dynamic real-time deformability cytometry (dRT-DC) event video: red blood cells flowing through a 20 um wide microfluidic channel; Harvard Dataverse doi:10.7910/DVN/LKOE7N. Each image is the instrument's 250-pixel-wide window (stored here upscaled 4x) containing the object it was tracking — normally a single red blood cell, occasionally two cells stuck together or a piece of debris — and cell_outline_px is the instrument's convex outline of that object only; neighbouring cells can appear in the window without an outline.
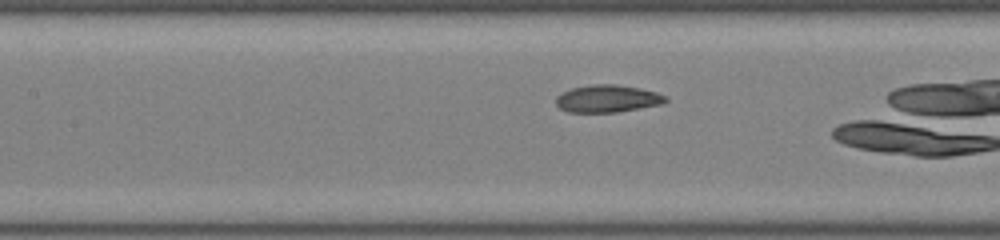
{"species": "common noctule bat (a hibernating species)", "species_latin": "Nyctalus noctula", "temperature_condition": "room temperature", "stored_images_in_passage": 30, "camera_frame_rate_fps": 3000, "um_per_image_px": 0.085, "animal": {"sex": "male", "body_mass_g": 19.0, "forearm_length_mm": 50.8}, "frame": {"image": 1, "passage_image": 13, "time_ms": 4.0, "image_size_px": [1000, 240], "cell_outline_px": [[668, 100], [664, 104], [616, 112], [568, 112], [560, 108], [556, 104], [556, 96], [572, 88], [592, 84], [616, 84], [640, 88], [656, 92], [668, 96]], "centroid_in_image_um": [51.67, 8.38], "position_along_channel_um": 155.7, "area_um2": 17.57}}
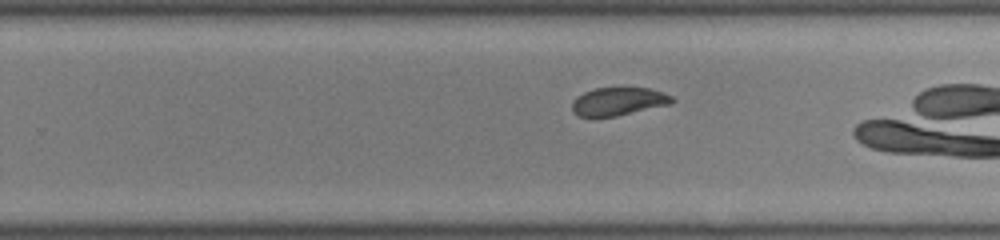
{"frame": {"image": 2, "passage_image": 22, "time_ms": 7.0, "image_size_px": [1000, 240], "cell_outline_px": [[676, 100], [672, 104], [616, 116], [592, 120], [576, 116], [572, 112], [572, 100], [576, 96], [584, 92], [596, 88], [648, 88], [664, 92], [672, 96]], "centroid_in_image_um": [52.51, 8.66], "position_along_channel_um": 277.3, "area_um2": 17.05}}